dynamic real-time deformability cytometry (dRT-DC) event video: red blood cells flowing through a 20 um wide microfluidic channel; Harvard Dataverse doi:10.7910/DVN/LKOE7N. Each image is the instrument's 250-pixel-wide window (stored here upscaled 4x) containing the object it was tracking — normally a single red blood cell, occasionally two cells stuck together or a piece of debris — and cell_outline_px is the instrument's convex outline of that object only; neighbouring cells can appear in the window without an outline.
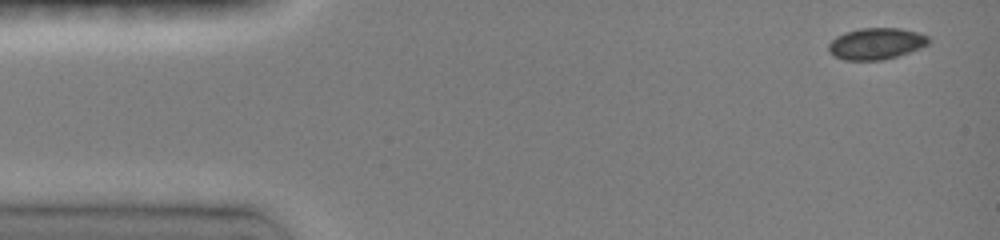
{"species": "common noctule bat (a hibernating species)", "species_latin": "Nyctalus noctula", "temperature_condition": "room temperature", "stored_images_in_passage": 8, "camera_frame_rate_fps": 3000, "um_per_image_px": 0.085, "animal": {"sex": "female", "body_mass_g": 19.0, "forearm_length_mm": 51.5}, "frame": {"image": 1, "passage_image": 1, "time_ms": 0.0, "image_size_px": [1000, 240], "cell_outline_px": [[932, 40], [928, 44], [920, 48], [896, 56], [880, 60], [844, 60], [828, 52], [828, 44], [836, 36], [844, 32], [860, 28], [900, 28], [916, 32], [928, 36]], "centroid_in_image_um": [74.46, 3.7], "position_along_channel_um": 10.5, "area_um2": 18.32}}
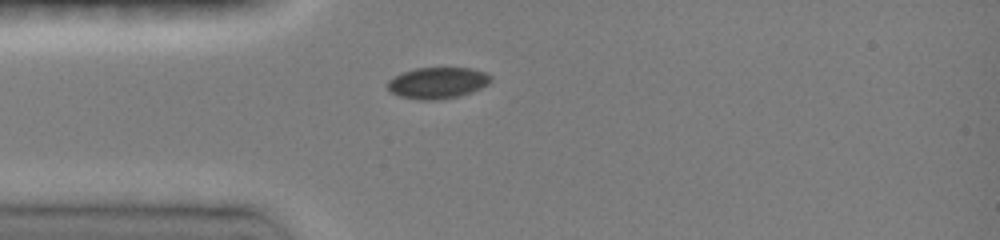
{"frame": {"image": 2, "passage_image": 6, "time_ms": 3.333, "image_size_px": [1000, 240], "cell_outline_px": [[492, 80], [488, 84], [472, 92], [460, 96], [432, 100], [420, 100], [400, 96], [392, 92], [388, 88], [388, 80], [404, 72], [416, 68], [472, 68], [484, 72], [492, 76]], "centroid_in_image_um": [37.23, 7.04], "position_along_channel_um": 47.8, "area_um2": 18.67}}